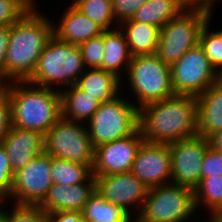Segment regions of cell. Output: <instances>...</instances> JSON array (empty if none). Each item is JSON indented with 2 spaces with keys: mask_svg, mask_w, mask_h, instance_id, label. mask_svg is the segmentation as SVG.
<instances>
[{
  "mask_svg": "<svg viewBox=\"0 0 222 222\" xmlns=\"http://www.w3.org/2000/svg\"><path fill=\"white\" fill-rule=\"evenodd\" d=\"M32 7L18 21L9 26V39L4 63V81H28L49 38L53 35V21Z\"/></svg>",
  "mask_w": 222,
  "mask_h": 222,
  "instance_id": "1",
  "label": "cell"
},
{
  "mask_svg": "<svg viewBox=\"0 0 222 222\" xmlns=\"http://www.w3.org/2000/svg\"><path fill=\"white\" fill-rule=\"evenodd\" d=\"M139 130L149 143L169 144L197 136L196 97L174 95L143 106Z\"/></svg>",
  "mask_w": 222,
  "mask_h": 222,
  "instance_id": "2",
  "label": "cell"
},
{
  "mask_svg": "<svg viewBox=\"0 0 222 222\" xmlns=\"http://www.w3.org/2000/svg\"><path fill=\"white\" fill-rule=\"evenodd\" d=\"M12 105L13 127L45 135L62 117L60 91L36 86L28 81L6 83Z\"/></svg>",
  "mask_w": 222,
  "mask_h": 222,
  "instance_id": "3",
  "label": "cell"
},
{
  "mask_svg": "<svg viewBox=\"0 0 222 222\" xmlns=\"http://www.w3.org/2000/svg\"><path fill=\"white\" fill-rule=\"evenodd\" d=\"M85 69L79 46L72 45L52 35L46 43L36 69L28 82L36 86L60 91L62 88L75 85Z\"/></svg>",
  "mask_w": 222,
  "mask_h": 222,
  "instance_id": "4",
  "label": "cell"
},
{
  "mask_svg": "<svg viewBox=\"0 0 222 222\" xmlns=\"http://www.w3.org/2000/svg\"><path fill=\"white\" fill-rule=\"evenodd\" d=\"M125 76L127 79L121 81V89L128 83L127 88L134 97L132 102L138 109L175 95L171 67L156 54L133 56Z\"/></svg>",
  "mask_w": 222,
  "mask_h": 222,
  "instance_id": "5",
  "label": "cell"
},
{
  "mask_svg": "<svg viewBox=\"0 0 222 222\" xmlns=\"http://www.w3.org/2000/svg\"><path fill=\"white\" fill-rule=\"evenodd\" d=\"M131 101L121 92L100 104L86 123L94 148L132 135L139 128V109Z\"/></svg>",
  "mask_w": 222,
  "mask_h": 222,
  "instance_id": "6",
  "label": "cell"
},
{
  "mask_svg": "<svg viewBox=\"0 0 222 222\" xmlns=\"http://www.w3.org/2000/svg\"><path fill=\"white\" fill-rule=\"evenodd\" d=\"M196 211L194 190L167 183L148 189L137 217L144 222H195L191 217L198 216Z\"/></svg>",
  "mask_w": 222,
  "mask_h": 222,
  "instance_id": "7",
  "label": "cell"
},
{
  "mask_svg": "<svg viewBox=\"0 0 222 222\" xmlns=\"http://www.w3.org/2000/svg\"><path fill=\"white\" fill-rule=\"evenodd\" d=\"M94 152L86 124L61 117L44 135V153L52 157L86 164L92 169Z\"/></svg>",
  "mask_w": 222,
  "mask_h": 222,
  "instance_id": "8",
  "label": "cell"
},
{
  "mask_svg": "<svg viewBox=\"0 0 222 222\" xmlns=\"http://www.w3.org/2000/svg\"><path fill=\"white\" fill-rule=\"evenodd\" d=\"M209 15L201 11L183 10L160 29L156 55L166 64L172 65L184 53L199 43L202 27Z\"/></svg>",
  "mask_w": 222,
  "mask_h": 222,
  "instance_id": "9",
  "label": "cell"
},
{
  "mask_svg": "<svg viewBox=\"0 0 222 222\" xmlns=\"http://www.w3.org/2000/svg\"><path fill=\"white\" fill-rule=\"evenodd\" d=\"M170 67L175 95L197 97L217 83V71L199 43L184 53Z\"/></svg>",
  "mask_w": 222,
  "mask_h": 222,
  "instance_id": "10",
  "label": "cell"
},
{
  "mask_svg": "<svg viewBox=\"0 0 222 222\" xmlns=\"http://www.w3.org/2000/svg\"><path fill=\"white\" fill-rule=\"evenodd\" d=\"M51 156L42 153L14 173L11 193L5 201L12 204L40 205L52 186Z\"/></svg>",
  "mask_w": 222,
  "mask_h": 222,
  "instance_id": "11",
  "label": "cell"
},
{
  "mask_svg": "<svg viewBox=\"0 0 222 222\" xmlns=\"http://www.w3.org/2000/svg\"><path fill=\"white\" fill-rule=\"evenodd\" d=\"M168 146L171 154V183L194 190L201 180L208 138L197 135L171 142Z\"/></svg>",
  "mask_w": 222,
  "mask_h": 222,
  "instance_id": "12",
  "label": "cell"
},
{
  "mask_svg": "<svg viewBox=\"0 0 222 222\" xmlns=\"http://www.w3.org/2000/svg\"><path fill=\"white\" fill-rule=\"evenodd\" d=\"M94 177L96 191L105 200L122 206L132 216L139 214L149 188L135 175L128 172Z\"/></svg>",
  "mask_w": 222,
  "mask_h": 222,
  "instance_id": "13",
  "label": "cell"
},
{
  "mask_svg": "<svg viewBox=\"0 0 222 222\" xmlns=\"http://www.w3.org/2000/svg\"><path fill=\"white\" fill-rule=\"evenodd\" d=\"M144 142L139 128L125 138L99 145L95 148L93 176L128 173L136 153Z\"/></svg>",
  "mask_w": 222,
  "mask_h": 222,
  "instance_id": "14",
  "label": "cell"
},
{
  "mask_svg": "<svg viewBox=\"0 0 222 222\" xmlns=\"http://www.w3.org/2000/svg\"><path fill=\"white\" fill-rule=\"evenodd\" d=\"M148 188L171 183V154L168 144L143 142L130 171Z\"/></svg>",
  "mask_w": 222,
  "mask_h": 222,
  "instance_id": "15",
  "label": "cell"
},
{
  "mask_svg": "<svg viewBox=\"0 0 222 222\" xmlns=\"http://www.w3.org/2000/svg\"><path fill=\"white\" fill-rule=\"evenodd\" d=\"M96 191L95 177L91 175L85 182L74 185L53 183L48 194L39 205L48 215L57 211L82 212L85 203Z\"/></svg>",
  "mask_w": 222,
  "mask_h": 222,
  "instance_id": "16",
  "label": "cell"
},
{
  "mask_svg": "<svg viewBox=\"0 0 222 222\" xmlns=\"http://www.w3.org/2000/svg\"><path fill=\"white\" fill-rule=\"evenodd\" d=\"M0 144L5 149L15 173L44 152V135L37 131L12 127Z\"/></svg>",
  "mask_w": 222,
  "mask_h": 222,
  "instance_id": "17",
  "label": "cell"
},
{
  "mask_svg": "<svg viewBox=\"0 0 222 222\" xmlns=\"http://www.w3.org/2000/svg\"><path fill=\"white\" fill-rule=\"evenodd\" d=\"M64 8L58 24L53 22V35L58 39L79 46L104 30L78 10L72 3Z\"/></svg>",
  "mask_w": 222,
  "mask_h": 222,
  "instance_id": "18",
  "label": "cell"
},
{
  "mask_svg": "<svg viewBox=\"0 0 222 222\" xmlns=\"http://www.w3.org/2000/svg\"><path fill=\"white\" fill-rule=\"evenodd\" d=\"M197 135L208 138L222 129V87L216 83L196 97Z\"/></svg>",
  "mask_w": 222,
  "mask_h": 222,
  "instance_id": "19",
  "label": "cell"
},
{
  "mask_svg": "<svg viewBox=\"0 0 222 222\" xmlns=\"http://www.w3.org/2000/svg\"><path fill=\"white\" fill-rule=\"evenodd\" d=\"M104 48L100 69L113 73L121 81L124 80L123 75L127 73L132 56L125 35L119 27L104 31Z\"/></svg>",
  "mask_w": 222,
  "mask_h": 222,
  "instance_id": "20",
  "label": "cell"
},
{
  "mask_svg": "<svg viewBox=\"0 0 222 222\" xmlns=\"http://www.w3.org/2000/svg\"><path fill=\"white\" fill-rule=\"evenodd\" d=\"M124 33L131 56L153 55L157 52L160 28L148 23H140L132 18L119 24Z\"/></svg>",
  "mask_w": 222,
  "mask_h": 222,
  "instance_id": "21",
  "label": "cell"
},
{
  "mask_svg": "<svg viewBox=\"0 0 222 222\" xmlns=\"http://www.w3.org/2000/svg\"><path fill=\"white\" fill-rule=\"evenodd\" d=\"M62 118L86 124L101 102L76 84L60 90Z\"/></svg>",
  "mask_w": 222,
  "mask_h": 222,
  "instance_id": "22",
  "label": "cell"
},
{
  "mask_svg": "<svg viewBox=\"0 0 222 222\" xmlns=\"http://www.w3.org/2000/svg\"><path fill=\"white\" fill-rule=\"evenodd\" d=\"M76 85L101 103L111 101L122 91L121 80L100 68H86Z\"/></svg>",
  "mask_w": 222,
  "mask_h": 222,
  "instance_id": "23",
  "label": "cell"
},
{
  "mask_svg": "<svg viewBox=\"0 0 222 222\" xmlns=\"http://www.w3.org/2000/svg\"><path fill=\"white\" fill-rule=\"evenodd\" d=\"M82 214L85 222H130L132 218L122 206L108 202L97 191L85 203Z\"/></svg>",
  "mask_w": 222,
  "mask_h": 222,
  "instance_id": "24",
  "label": "cell"
},
{
  "mask_svg": "<svg viewBox=\"0 0 222 222\" xmlns=\"http://www.w3.org/2000/svg\"><path fill=\"white\" fill-rule=\"evenodd\" d=\"M194 203L197 213L206 208L207 217H216L222 211V175L202 178L194 189Z\"/></svg>",
  "mask_w": 222,
  "mask_h": 222,
  "instance_id": "25",
  "label": "cell"
},
{
  "mask_svg": "<svg viewBox=\"0 0 222 222\" xmlns=\"http://www.w3.org/2000/svg\"><path fill=\"white\" fill-rule=\"evenodd\" d=\"M183 9L177 0H147L132 17L134 21L148 23L159 27L166 25L172 18L177 17Z\"/></svg>",
  "mask_w": 222,
  "mask_h": 222,
  "instance_id": "26",
  "label": "cell"
},
{
  "mask_svg": "<svg viewBox=\"0 0 222 222\" xmlns=\"http://www.w3.org/2000/svg\"><path fill=\"white\" fill-rule=\"evenodd\" d=\"M91 175L92 169L86 164L51 156V178L55 184L74 185L83 183Z\"/></svg>",
  "mask_w": 222,
  "mask_h": 222,
  "instance_id": "27",
  "label": "cell"
},
{
  "mask_svg": "<svg viewBox=\"0 0 222 222\" xmlns=\"http://www.w3.org/2000/svg\"><path fill=\"white\" fill-rule=\"evenodd\" d=\"M71 3L104 31L119 27L113 14L112 0H73Z\"/></svg>",
  "mask_w": 222,
  "mask_h": 222,
  "instance_id": "28",
  "label": "cell"
},
{
  "mask_svg": "<svg viewBox=\"0 0 222 222\" xmlns=\"http://www.w3.org/2000/svg\"><path fill=\"white\" fill-rule=\"evenodd\" d=\"M213 15H209L206 24L202 27L199 44L203 47L205 55L216 71L222 68V38L216 31L210 32V20Z\"/></svg>",
  "mask_w": 222,
  "mask_h": 222,
  "instance_id": "29",
  "label": "cell"
},
{
  "mask_svg": "<svg viewBox=\"0 0 222 222\" xmlns=\"http://www.w3.org/2000/svg\"><path fill=\"white\" fill-rule=\"evenodd\" d=\"M6 210L8 222H49L48 214L39 205H21L11 203Z\"/></svg>",
  "mask_w": 222,
  "mask_h": 222,
  "instance_id": "30",
  "label": "cell"
},
{
  "mask_svg": "<svg viewBox=\"0 0 222 222\" xmlns=\"http://www.w3.org/2000/svg\"><path fill=\"white\" fill-rule=\"evenodd\" d=\"M85 68H100L104 57V32L79 45Z\"/></svg>",
  "mask_w": 222,
  "mask_h": 222,
  "instance_id": "31",
  "label": "cell"
},
{
  "mask_svg": "<svg viewBox=\"0 0 222 222\" xmlns=\"http://www.w3.org/2000/svg\"><path fill=\"white\" fill-rule=\"evenodd\" d=\"M31 8L26 0H0V26H11Z\"/></svg>",
  "mask_w": 222,
  "mask_h": 222,
  "instance_id": "32",
  "label": "cell"
},
{
  "mask_svg": "<svg viewBox=\"0 0 222 222\" xmlns=\"http://www.w3.org/2000/svg\"><path fill=\"white\" fill-rule=\"evenodd\" d=\"M14 172L10 165L8 155L0 144V202L9 198L12 188Z\"/></svg>",
  "mask_w": 222,
  "mask_h": 222,
  "instance_id": "33",
  "label": "cell"
},
{
  "mask_svg": "<svg viewBox=\"0 0 222 222\" xmlns=\"http://www.w3.org/2000/svg\"><path fill=\"white\" fill-rule=\"evenodd\" d=\"M147 0H112V10L118 24L131 19Z\"/></svg>",
  "mask_w": 222,
  "mask_h": 222,
  "instance_id": "34",
  "label": "cell"
},
{
  "mask_svg": "<svg viewBox=\"0 0 222 222\" xmlns=\"http://www.w3.org/2000/svg\"><path fill=\"white\" fill-rule=\"evenodd\" d=\"M222 175V153L208 146L202 161L201 179Z\"/></svg>",
  "mask_w": 222,
  "mask_h": 222,
  "instance_id": "35",
  "label": "cell"
},
{
  "mask_svg": "<svg viewBox=\"0 0 222 222\" xmlns=\"http://www.w3.org/2000/svg\"><path fill=\"white\" fill-rule=\"evenodd\" d=\"M12 105L6 91L0 95V142L12 129Z\"/></svg>",
  "mask_w": 222,
  "mask_h": 222,
  "instance_id": "36",
  "label": "cell"
},
{
  "mask_svg": "<svg viewBox=\"0 0 222 222\" xmlns=\"http://www.w3.org/2000/svg\"><path fill=\"white\" fill-rule=\"evenodd\" d=\"M218 0H177L178 5L185 11H201L213 15Z\"/></svg>",
  "mask_w": 222,
  "mask_h": 222,
  "instance_id": "37",
  "label": "cell"
},
{
  "mask_svg": "<svg viewBox=\"0 0 222 222\" xmlns=\"http://www.w3.org/2000/svg\"><path fill=\"white\" fill-rule=\"evenodd\" d=\"M48 216L49 222H85L82 212L79 211H57Z\"/></svg>",
  "mask_w": 222,
  "mask_h": 222,
  "instance_id": "38",
  "label": "cell"
},
{
  "mask_svg": "<svg viewBox=\"0 0 222 222\" xmlns=\"http://www.w3.org/2000/svg\"><path fill=\"white\" fill-rule=\"evenodd\" d=\"M9 39V26H0V79L4 81V63Z\"/></svg>",
  "mask_w": 222,
  "mask_h": 222,
  "instance_id": "39",
  "label": "cell"
},
{
  "mask_svg": "<svg viewBox=\"0 0 222 222\" xmlns=\"http://www.w3.org/2000/svg\"><path fill=\"white\" fill-rule=\"evenodd\" d=\"M208 141L210 147L222 153V129L211 134Z\"/></svg>",
  "mask_w": 222,
  "mask_h": 222,
  "instance_id": "40",
  "label": "cell"
},
{
  "mask_svg": "<svg viewBox=\"0 0 222 222\" xmlns=\"http://www.w3.org/2000/svg\"><path fill=\"white\" fill-rule=\"evenodd\" d=\"M3 204L6 205L5 201L0 202V222H8V219H7V216H6V209H7L6 207L7 206H4Z\"/></svg>",
  "mask_w": 222,
  "mask_h": 222,
  "instance_id": "41",
  "label": "cell"
},
{
  "mask_svg": "<svg viewBox=\"0 0 222 222\" xmlns=\"http://www.w3.org/2000/svg\"><path fill=\"white\" fill-rule=\"evenodd\" d=\"M217 83L222 87V68L217 71Z\"/></svg>",
  "mask_w": 222,
  "mask_h": 222,
  "instance_id": "42",
  "label": "cell"
},
{
  "mask_svg": "<svg viewBox=\"0 0 222 222\" xmlns=\"http://www.w3.org/2000/svg\"><path fill=\"white\" fill-rule=\"evenodd\" d=\"M6 82L0 79V95L5 91Z\"/></svg>",
  "mask_w": 222,
  "mask_h": 222,
  "instance_id": "43",
  "label": "cell"
},
{
  "mask_svg": "<svg viewBox=\"0 0 222 222\" xmlns=\"http://www.w3.org/2000/svg\"><path fill=\"white\" fill-rule=\"evenodd\" d=\"M130 222H144L143 220H141L139 217L137 216H132Z\"/></svg>",
  "mask_w": 222,
  "mask_h": 222,
  "instance_id": "44",
  "label": "cell"
},
{
  "mask_svg": "<svg viewBox=\"0 0 222 222\" xmlns=\"http://www.w3.org/2000/svg\"><path fill=\"white\" fill-rule=\"evenodd\" d=\"M32 7H36V1L35 0H26Z\"/></svg>",
  "mask_w": 222,
  "mask_h": 222,
  "instance_id": "45",
  "label": "cell"
},
{
  "mask_svg": "<svg viewBox=\"0 0 222 222\" xmlns=\"http://www.w3.org/2000/svg\"><path fill=\"white\" fill-rule=\"evenodd\" d=\"M216 220H218L219 222H222V211L216 216L214 217Z\"/></svg>",
  "mask_w": 222,
  "mask_h": 222,
  "instance_id": "46",
  "label": "cell"
},
{
  "mask_svg": "<svg viewBox=\"0 0 222 222\" xmlns=\"http://www.w3.org/2000/svg\"><path fill=\"white\" fill-rule=\"evenodd\" d=\"M208 220V221H207ZM206 222H219L218 220H216L215 218H208L206 219Z\"/></svg>",
  "mask_w": 222,
  "mask_h": 222,
  "instance_id": "47",
  "label": "cell"
},
{
  "mask_svg": "<svg viewBox=\"0 0 222 222\" xmlns=\"http://www.w3.org/2000/svg\"><path fill=\"white\" fill-rule=\"evenodd\" d=\"M220 36H221V38H222V29H217V30H215Z\"/></svg>",
  "mask_w": 222,
  "mask_h": 222,
  "instance_id": "48",
  "label": "cell"
},
{
  "mask_svg": "<svg viewBox=\"0 0 222 222\" xmlns=\"http://www.w3.org/2000/svg\"><path fill=\"white\" fill-rule=\"evenodd\" d=\"M204 218H205V219H204V221H203V222H206V218H207V217H204ZM196 222H201V221L199 220V221H196Z\"/></svg>",
  "mask_w": 222,
  "mask_h": 222,
  "instance_id": "49",
  "label": "cell"
}]
</instances>
